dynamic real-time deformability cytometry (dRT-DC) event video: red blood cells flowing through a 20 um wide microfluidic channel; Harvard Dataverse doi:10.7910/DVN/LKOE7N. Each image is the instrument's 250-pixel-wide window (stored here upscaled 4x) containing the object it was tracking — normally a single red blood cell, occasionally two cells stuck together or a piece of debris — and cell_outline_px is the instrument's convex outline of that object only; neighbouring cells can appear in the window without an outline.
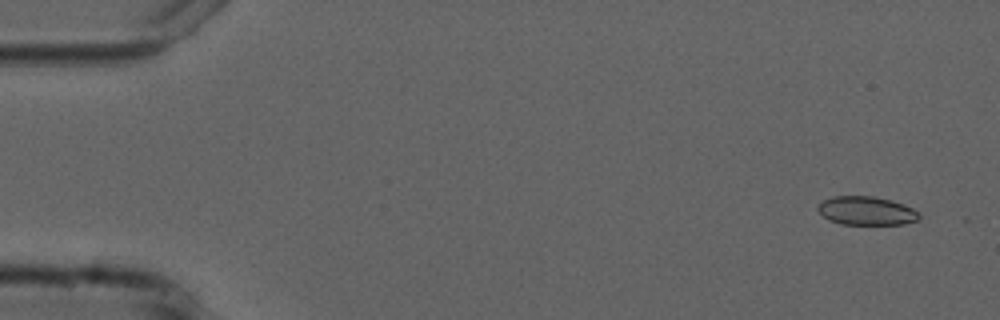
{"species": "common noctule bat (a hibernating species)", "species_latin": "Nyctalus noctula", "temperature_condition": "cold", "stored_images_in_passage": 4, "camera_frame_rate_fps": 3000, "um_per_image_px": 0.085, "animal": {"sex": "male", "forearm_length_mm": 52.5}, "frame": {"image": 1, "passage_image": 1, "time_ms": 0.0, "image_size_px": [1000, 320], "cell_outline_px": [[920, 220], [904, 224], [840, 224], [828, 220], [816, 208], [824, 200], [832, 196], [872, 196], [892, 200], [904, 204], [920, 212]], "centroid_in_image_um": [73.68, 17.92], "position_along_channel_um": 11.3, "area_um2": 16.99}}
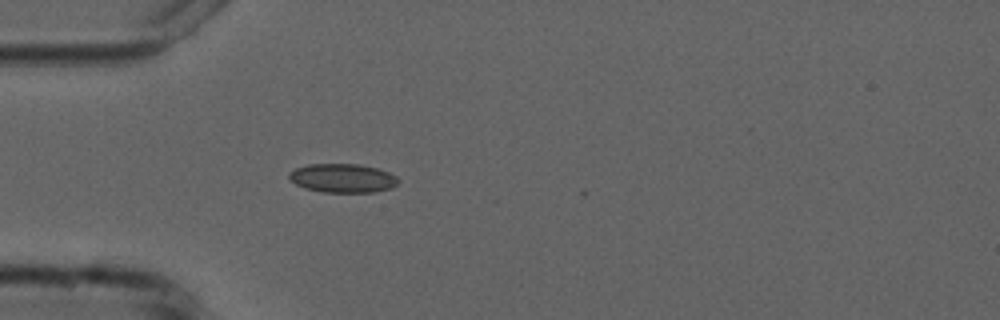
{"frame": {"image": 2, "passage_image": 4, "time_ms": 4.333, "image_size_px": [1000, 320], "cell_outline_px": [[396, 184], [392, 188], [376, 192], [324, 192], [304, 188], [296, 184], [288, 176], [288, 172], [296, 168], [308, 164], [360, 164], [376, 168], [388, 172], [396, 176]], "centroid_in_image_um": [29.1, 15.14], "position_along_channel_um": 55.9, "area_um2": 18.26}}